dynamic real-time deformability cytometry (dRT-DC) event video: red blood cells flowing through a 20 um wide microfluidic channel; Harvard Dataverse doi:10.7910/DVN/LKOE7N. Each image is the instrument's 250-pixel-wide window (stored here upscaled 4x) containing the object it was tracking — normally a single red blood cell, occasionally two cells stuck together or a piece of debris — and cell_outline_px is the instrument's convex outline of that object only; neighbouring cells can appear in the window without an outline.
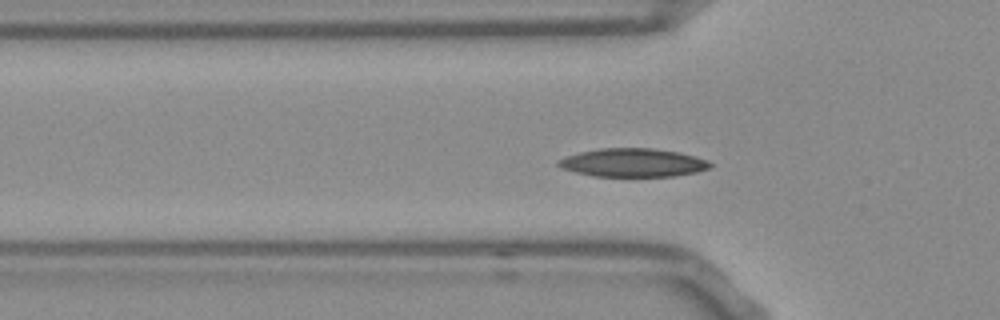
{"species": "Egyptian fruit bat (a non-hibernating species)", "species_latin": "Rousettus aegyptiacus", "temperature_condition": "room temperature", "stored_images_in_passage": 48, "segment_of_instrument_passage": [1, 2], "camera_frame_rate_fps": 3000, "um_per_image_px": 0.085, "frame": {"image": 1, "passage_image": 10, "time_ms": 3.0, "image_size_px": [1000, 320], "cell_outline_px": [[712, 164], [708, 168], [696, 172], [676, 176], [592, 176], [560, 168], [556, 164], [556, 160], [564, 156], [580, 152], [600, 148], [652, 148], [680, 152], [696, 156], [708, 160]], "centroid_in_image_um": [53.77, 13.82], "position_along_channel_um": 72.0, "area_um2": 25.32}}
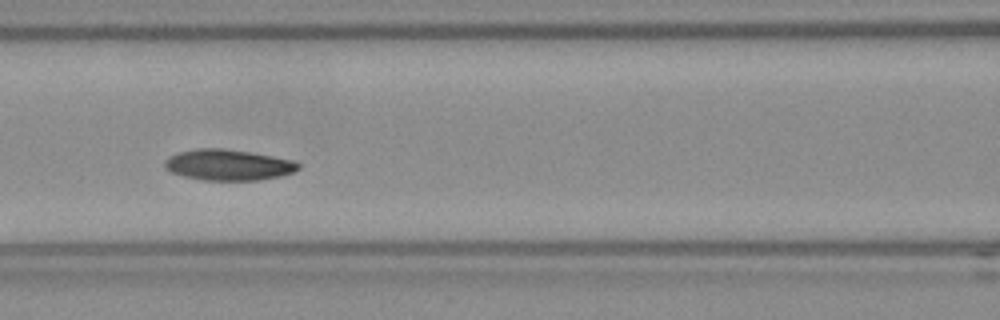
{"frame": {"image": 2, "passage_image": 16, "time_ms": 5.0, "image_size_px": [1000, 320], "cell_outline_px": [[300, 168], [284, 176], [260, 180], [204, 180], [184, 176], [172, 172], [164, 168], [164, 160], [168, 156], [180, 152], [196, 148], [220, 148], [248, 152], [296, 160], [300, 164]], "centroid_in_image_um": [19.42, 14.02], "position_along_channel_um": 147.2, "area_um2": 24.16}}
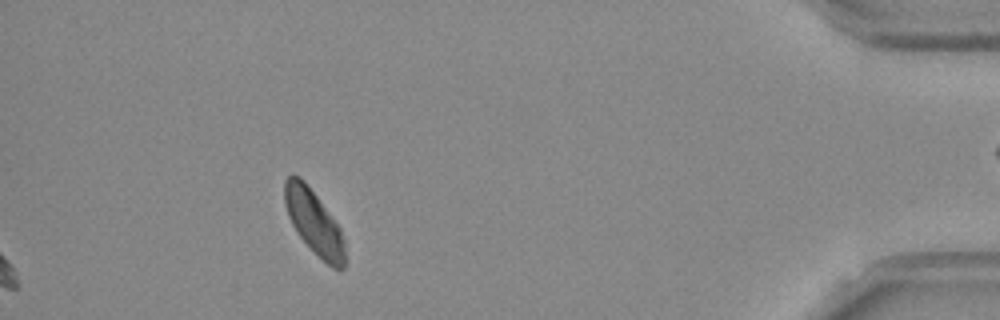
{"frame": {"image": 3, "passage_image": 42, "time_ms": 13.667, "image_size_px": [1000, 320], "cell_outline_px": [[348, 260], [344, 268], [332, 268], [300, 236], [292, 224], [288, 216], [284, 204], [284, 180], [292, 172], [300, 176], [304, 180], [340, 228], [344, 240]], "centroid_in_image_um": [26.7, 18.87], "position_along_channel_um": 408.5, "area_um2": 22.43}}